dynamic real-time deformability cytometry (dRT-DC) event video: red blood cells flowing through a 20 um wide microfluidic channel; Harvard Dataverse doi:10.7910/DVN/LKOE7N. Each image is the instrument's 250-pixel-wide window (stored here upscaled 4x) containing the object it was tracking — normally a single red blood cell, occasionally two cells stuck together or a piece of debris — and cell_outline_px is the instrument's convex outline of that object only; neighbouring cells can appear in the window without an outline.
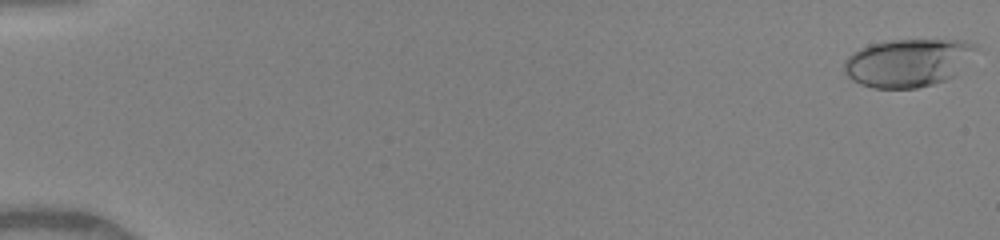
{"species": "human", "species_latin": "Homo sapiens", "temperature_condition": "warm", "stored_images_in_passage": 50, "camera_frame_rate_fps": 3000, "um_per_image_px": 0.085, "donor": {"sex": "female"}, "frame": {"image": 1, "passage_image": 1, "time_ms": 0.0, "image_size_px": [1000, 240], "cell_outline_px": [[976, 48], [956, 76], [932, 84], [916, 88], [872, 88], [860, 84], [852, 80], [844, 72], [844, 60], [852, 52], [868, 44], [892, 40], [964, 40], [976, 44]], "centroid_in_image_um": [77.13, 5.33], "position_along_channel_um": 7.9, "area_um2": 36.82}}
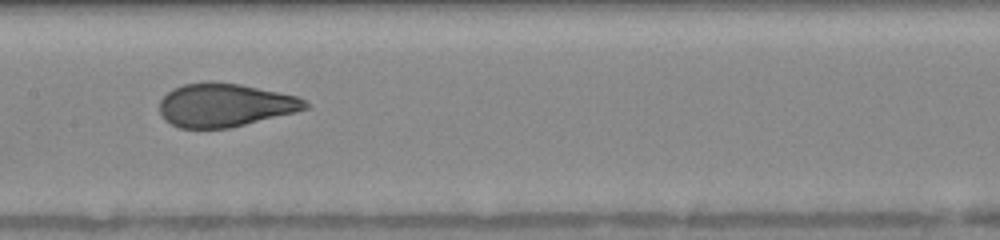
{"frame": {"image": 2, "passage_image": 27, "time_ms": 8.667, "image_size_px": [1000, 240], "cell_outline_px": [[312, 104], [308, 108], [296, 112], [228, 128], [180, 128], [164, 120], [160, 112], [160, 100], [172, 88], [184, 84], [208, 80], [216, 80], [240, 84], [296, 96]], "centroid_in_image_um": [19.1, 8.91], "position_along_channel_um": 188.3, "area_um2": 36.99}}
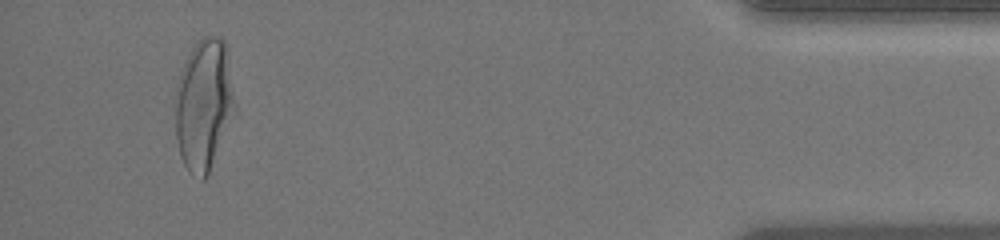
{"frame": {"image": 3, "passage_image": 48, "time_ms": 15.667, "image_size_px": [1000, 240], "cell_outline_px": [[232, 104], [208, 176], [204, 180], [200, 180], [188, 172], [180, 156], [176, 140], [176, 84], [180, 72], [192, 48], [204, 36], [220, 36], [224, 40], [228, 48], [232, 92]], "centroid_in_image_um": [17.25, 8.85], "position_along_channel_um": 417.9, "area_um2": 43.99}, "authors_computed_cell_mechanics": {"area_um2": 37.2232, "velocity_mm_per_s": 4.1027, "shape_relaxation_time_tau1_ms": 4.6904, "shape_relaxation_time_tau2_ms": 0.7588, "deformation_change_tau1": 0.2183, "deformation_change_tau2": 0.0745}}